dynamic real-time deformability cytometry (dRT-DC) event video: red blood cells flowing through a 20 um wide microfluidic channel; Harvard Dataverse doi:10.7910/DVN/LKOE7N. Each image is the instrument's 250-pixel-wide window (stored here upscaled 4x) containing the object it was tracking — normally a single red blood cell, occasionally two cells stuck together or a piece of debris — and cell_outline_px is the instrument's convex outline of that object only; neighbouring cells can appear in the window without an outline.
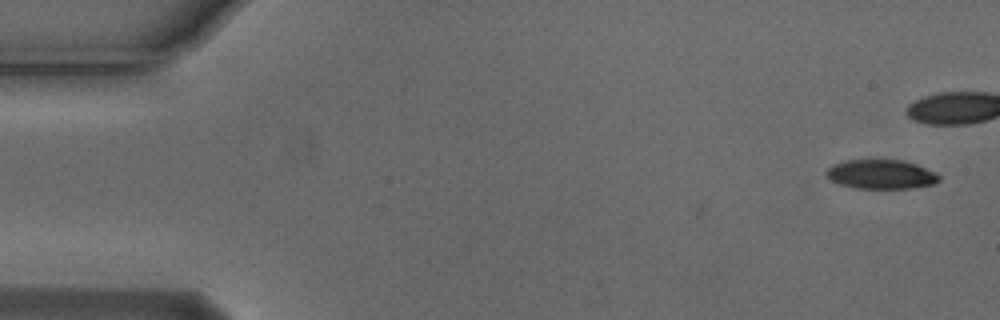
{"species": "Egyptian fruit bat (a non-hibernating species)", "species_latin": "Rousettus aegyptiacus", "temperature_condition": "cold", "stored_images_in_passage": 8, "camera_frame_rate_fps": 3000, "um_per_image_px": 0.085, "animal": {"sex": "male"}, "frame": {"image": 1, "passage_image": 1, "time_ms": 0.0, "image_size_px": [1000, 320], "cell_outline_px": [[940, 180], [932, 184], [908, 188], [856, 188], [840, 184], [824, 176], [824, 172], [832, 164], [844, 160], [904, 160], [916, 164], [936, 172], [940, 176]], "centroid_in_image_um": [74.86, 14.8], "position_along_channel_um": 10.1, "area_um2": 19.25}}
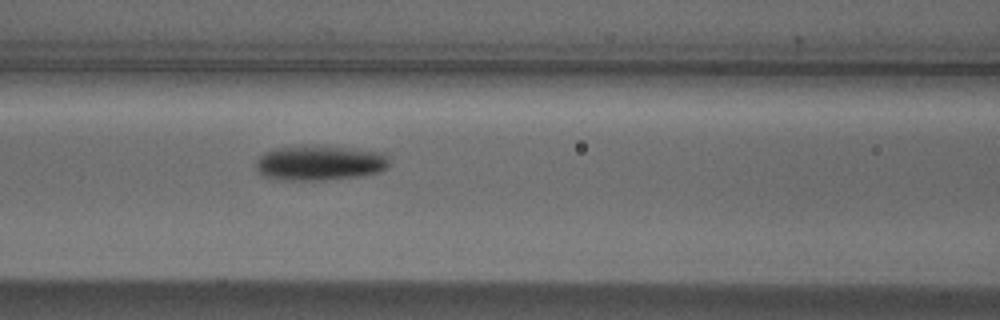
{"frame": {"image": 2, "passage_image": 8, "time_ms": 2.333, "image_size_px": [1000, 320], "cell_outline_px": [[388, 168], [380, 172], [360, 176], [320, 180], [284, 180], [264, 176], [256, 172], [256, 160], [260, 156], [276, 148], [352, 148], [388, 152]], "centroid_in_image_um": [27.24, 13.88], "position_along_channel_um": 139.4, "area_um2": 26.59}}